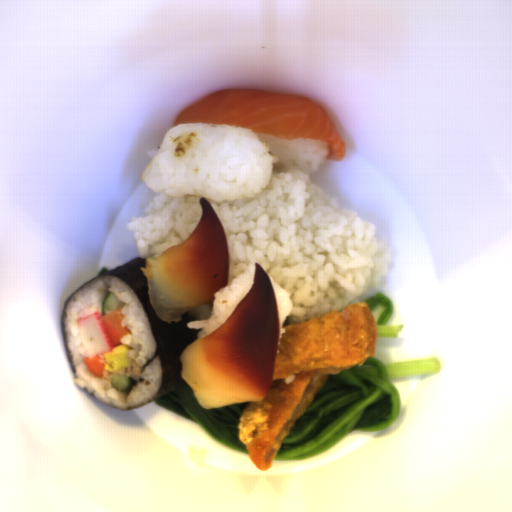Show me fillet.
Listing matches in <instances>:
<instances>
[{
	"label": "fillet",
	"instance_id": "25842a12",
	"mask_svg": "<svg viewBox=\"0 0 512 512\" xmlns=\"http://www.w3.org/2000/svg\"><path fill=\"white\" fill-rule=\"evenodd\" d=\"M250 290L211 334L181 352L180 376L205 410L268 396L280 337L276 292L256 261Z\"/></svg>",
	"mask_w": 512,
	"mask_h": 512
},
{
	"label": "fillet",
	"instance_id": "e2c912f1",
	"mask_svg": "<svg viewBox=\"0 0 512 512\" xmlns=\"http://www.w3.org/2000/svg\"><path fill=\"white\" fill-rule=\"evenodd\" d=\"M200 219L189 237L141 269L148 281L150 305L165 324L178 323L194 306L215 302V293L227 287L230 270L225 227L206 198L198 201Z\"/></svg>",
	"mask_w": 512,
	"mask_h": 512
},
{
	"label": "fillet",
	"instance_id": "e495c32b",
	"mask_svg": "<svg viewBox=\"0 0 512 512\" xmlns=\"http://www.w3.org/2000/svg\"><path fill=\"white\" fill-rule=\"evenodd\" d=\"M181 123L229 125L287 140H325L324 160L339 161L346 146L327 111L307 97L250 88L220 90L202 96L175 117Z\"/></svg>",
	"mask_w": 512,
	"mask_h": 512
}]
</instances>
